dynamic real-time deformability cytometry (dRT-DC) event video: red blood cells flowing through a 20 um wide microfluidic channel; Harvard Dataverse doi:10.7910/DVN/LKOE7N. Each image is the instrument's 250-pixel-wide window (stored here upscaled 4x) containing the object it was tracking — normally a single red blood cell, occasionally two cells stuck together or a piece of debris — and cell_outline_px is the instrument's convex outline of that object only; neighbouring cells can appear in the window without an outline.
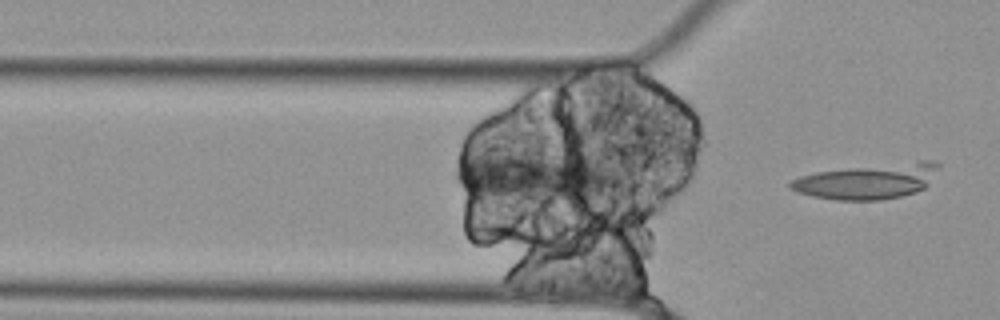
{"species": "Egyptian fruit bat (a non-hibernating species)", "species_latin": "Rousettus aegyptiacus", "temperature_condition": "cold", "stored_images_in_passage": 16, "camera_frame_rate_fps": 3000, "um_per_image_px": 0.085, "animal": {"sex": "female"}, "frame": {"image": 1, "passage_image": 16, "time_ms": 5.0, "image_size_px": [1000, 320], "cell_outline_px": [[940, 168], [928, 184], [924, 188], [916, 192], [900, 196], [880, 200], [836, 200], [812, 196], [796, 192], [788, 188], [788, 184], [792, 180], [800, 176], [816, 172], [920, 160], [936, 160], [940, 164]], "centroid_in_image_um": [73.78, 15.41], "position_along_channel_um": 52.0, "area_um2": 30.4}}